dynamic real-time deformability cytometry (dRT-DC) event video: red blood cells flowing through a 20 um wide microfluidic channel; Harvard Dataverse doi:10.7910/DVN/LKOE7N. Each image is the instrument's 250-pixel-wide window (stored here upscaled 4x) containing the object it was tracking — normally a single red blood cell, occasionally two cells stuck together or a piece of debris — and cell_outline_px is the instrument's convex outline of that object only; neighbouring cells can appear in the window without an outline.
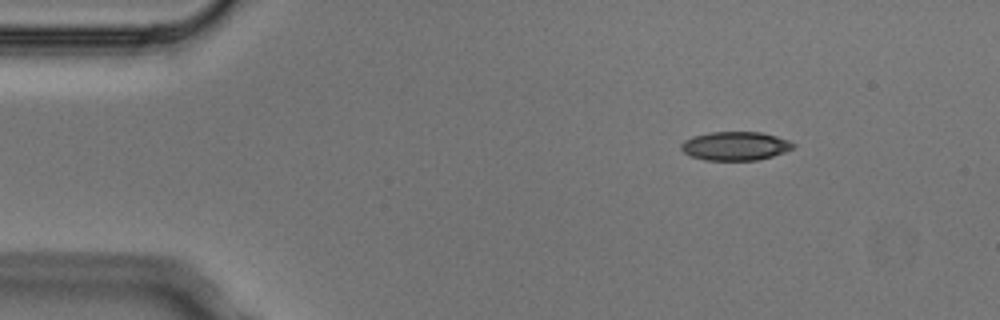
{"species": "Egyptian fruit bat (a non-hibernating species)", "species_latin": "Rousettus aegyptiacus", "temperature_condition": "cold", "stored_images_in_passage": 5, "camera_frame_rate_fps": 3000, "um_per_image_px": 0.085, "animal": {"sex": "male"}, "frame": {"image": 1, "passage_image": 2, "time_ms": 0.333, "image_size_px": [1000, 320], "cell_outline_px": [[796, 144], [792, 148], [784, 152], [772, 156], [756, 160], [704, 160], [692, 156], [684, 152], [680, 148], [680, 144], [684, 140], [692, 136], [712, 132], [760, 132], [776, 136], [788, 140]], "centroid_in_image_um": [62.48, 12.4], "position_along_channel_um": 22.5, "area_um2": 18.67}}
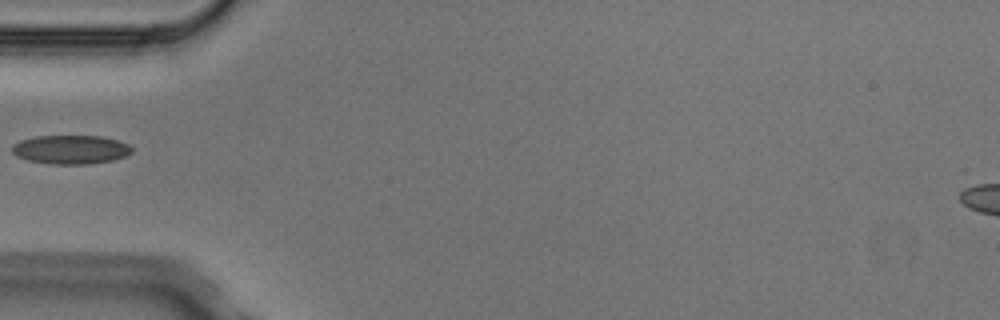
{"frame": {"image": 2, "passage_image": 4, "time_ms": 1.0, "image_size_px": [1000, 320], "cell_outline_px": [[132, 152], [124, 156], [112, 160], [92, 164], [52, 164], [28, 160], [16, 156], [12, 152], [12, 144], [20, 140], [36, 136], [100, 136], [116, 140], [128, 144], [132, 148]], "centroid_in_image_um": [5.98, 12.71], "position_along_channel_um": 79.0, "area_um2": 20.11}}
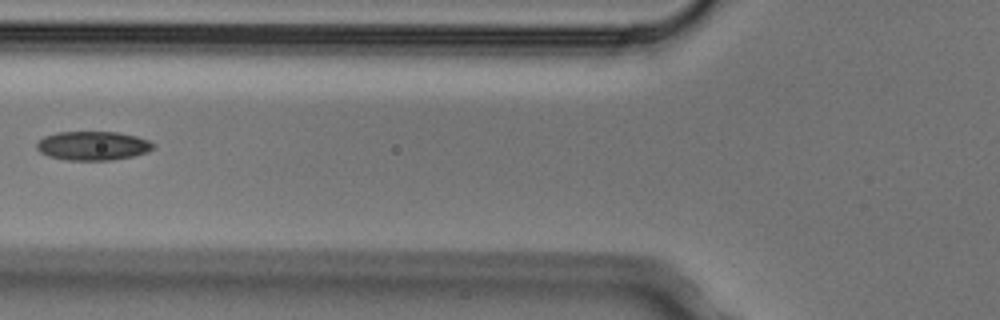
{"frame": {"image": 3, "passage_image": 5, "time_ms": 1.333, "image_size_px": [1000, 320], "cell_outline_px": [[156, 144], [148, 152], [132, 156], [108, 160], [68, 160], [48, 156], [40, 152], [36, 148], [36, 144], [44, 136], [56, 132], [116, 132], [136, 136], [148, 140]], "centroid_in_image_um": [7.88, 12.38], "position_along_channel_um": 117.9, "area_um2": 19.59}}